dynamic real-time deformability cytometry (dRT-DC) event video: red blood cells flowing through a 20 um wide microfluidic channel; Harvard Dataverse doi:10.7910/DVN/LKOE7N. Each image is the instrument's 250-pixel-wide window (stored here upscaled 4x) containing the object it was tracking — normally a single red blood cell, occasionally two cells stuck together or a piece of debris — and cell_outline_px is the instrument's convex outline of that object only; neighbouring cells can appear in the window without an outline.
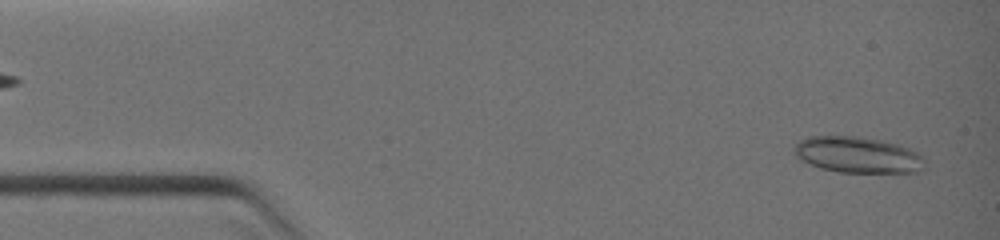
{"species": "common noctule bat (a hibernating species)", "species_latin": "Nyctalus noctula", "temperature_condition": "warm", "stored_images_in_passage": 4, "segment_of_instrument_passage": [2, 2], "camera_frame_rate_fps": 3000, "um_per_image_px": 0.085, "animal": {"sex": "female", "body_mass_g": 19.0, "forearm_length_mm": 51.5}, "frame": {"image": 1, "passage_image": 4, "time_ms": 3.0, "image_size_px": [1000, 240], "cell_outline_px": [[928, 168], [916, 172], [840, 172], [820, 168], [800, 160], [792, 152], [792, 148], [800, 140], [808, 136], [852, 136], [876, 140], [896, 144], [920, 152], [924, 156]], "centroid_in_image_um": [72.93, 13.17], "position_along_channel_um": 12.1, "area_um2": 27.69}}